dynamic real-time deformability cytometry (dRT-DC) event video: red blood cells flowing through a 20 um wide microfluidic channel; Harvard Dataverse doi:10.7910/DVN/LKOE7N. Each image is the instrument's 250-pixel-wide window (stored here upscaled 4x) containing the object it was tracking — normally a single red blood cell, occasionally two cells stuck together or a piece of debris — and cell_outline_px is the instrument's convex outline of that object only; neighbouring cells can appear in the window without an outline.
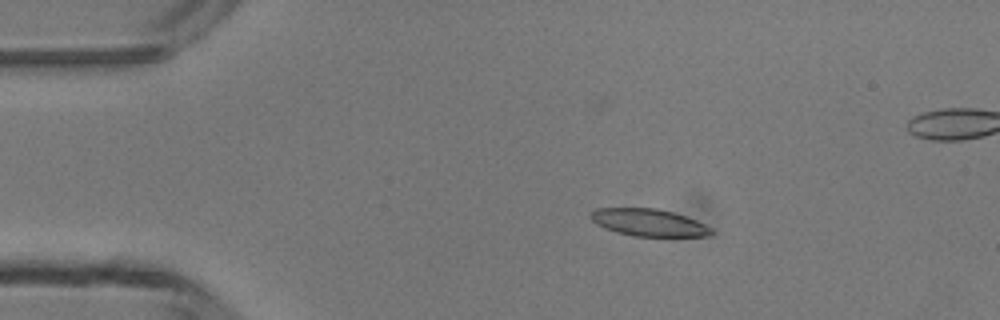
{"species": "common noctule bat (a hibernating species)", "species_latin": "Nyctalus noctula", "temperature_condition": "room temperature", "stored_images_in_passage": 5, "camera_frame_rate_fps": 3000, "um_per_image_px": 0.085, "animal": {"sex": "male", "body_mass_g": 13.3}, "frame": {"image": 1, "passage_image": 2, "time_ms": 1.333, "image_size_px": [1000, 320], "cell_outline_px": [[716, 232], [708, 236], [632, 236], [616, 232], [604, 228], [596, 224], [588, 216], [596, 208], [656, 208], [672, 212], [696, 220], [712, 228]], "centroid_in_image_um": [55.13, 18.92], "position_along_channel_um": 29.9, "area_um2": 19.19}}
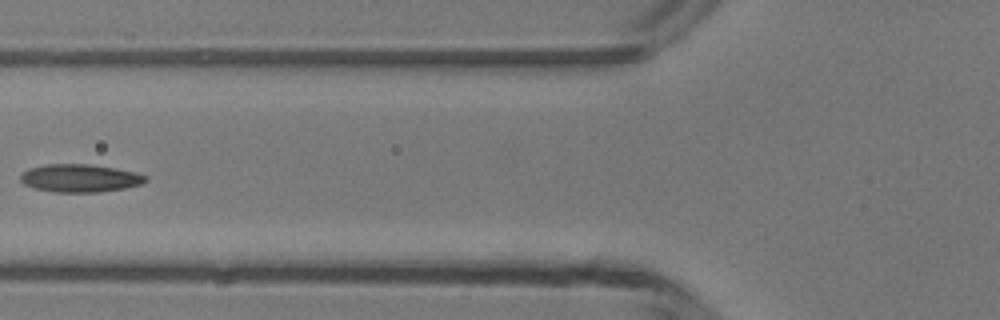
{"frame": {"image": 2, "passage_image": 5, "time_ms": 4.667, "image_size_px": [1000, 320], "cell_outline_px": [[148, 180], [140, 184], [124, 188], [100, 192], [52, 192], [36, 188], [24, 184], [20, 180], [20, 176], [28, 168], [44, 164], [88, 164], [136, 172], [148, 176]], "centroid_in_image_um": [6.79, 15.14], "position_along_channel_um": 119.0, "area_um2": 20.29}}